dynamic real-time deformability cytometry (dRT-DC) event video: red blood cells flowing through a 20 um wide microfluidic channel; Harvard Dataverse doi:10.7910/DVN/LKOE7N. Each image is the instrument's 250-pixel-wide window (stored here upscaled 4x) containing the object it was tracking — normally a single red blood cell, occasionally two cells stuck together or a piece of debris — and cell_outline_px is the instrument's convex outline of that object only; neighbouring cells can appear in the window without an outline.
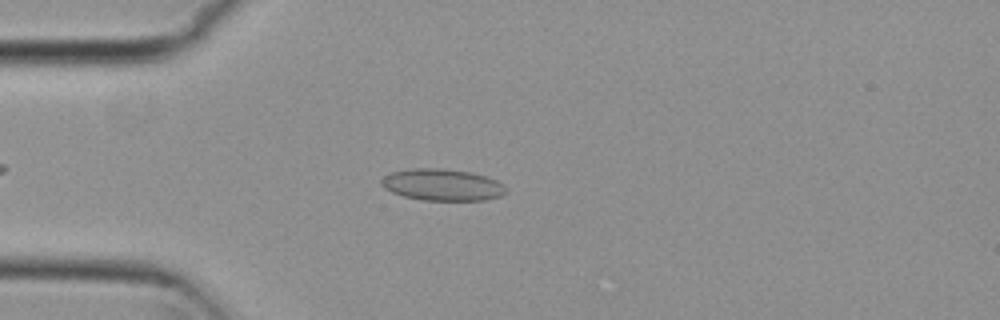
{"species": "common noctule bat (a hibernating species)", "species_latin": "Nyctalus noctula", "temperature_condition": "cold", "stored_images_in_passage": 4, "camera_frame_rate_fps": 3000, "um_per_image_px": 0.085, "animal": {"sex": "female", "body_mass_g": 29.2, "forearm_length_mm": 56.3}, "frame": {"image": 1, "passage_image": 1, "time_ms": 0.0, "image_size_px": [1000, 320], "cell_outline_px": [[504, 192], [500, 196], [484, 200], [424, 200], [404, 196], [392, 192], [384, 188], [380, 184], [380, 180], [384, 176], [392, 172], [412, 168], [444, 168], [468, 172], [484, 176], [496, 180], [504, 184]], "centroid_in_image_um": [37.55, 15.7], "position_along_channel_um": 47.4, "area_um2": 22.83}}
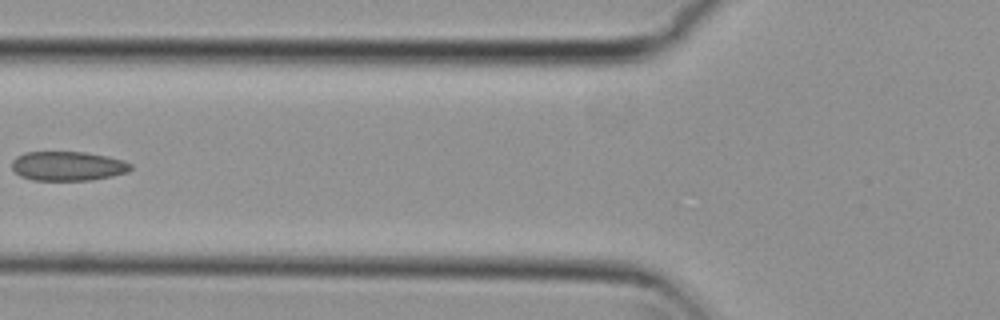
{"frame": {"image": 2, "passage_image": 3, "time_ms": 0.667, "image_size_px": [1000, 320], "cell_outline_px": [[132, 168], [128, 172], [112, 176], [92, 180], [32, 180], [20, 176], [12, 168], [12, 160], [16, 156], [24, 152], [84, 152], [108, 156], [124, 160], [132, 164]], "centroid_in_image_um": [5.78, 14.11], "position_along_channel_um": 120.0, "area_um2": 20.46}}
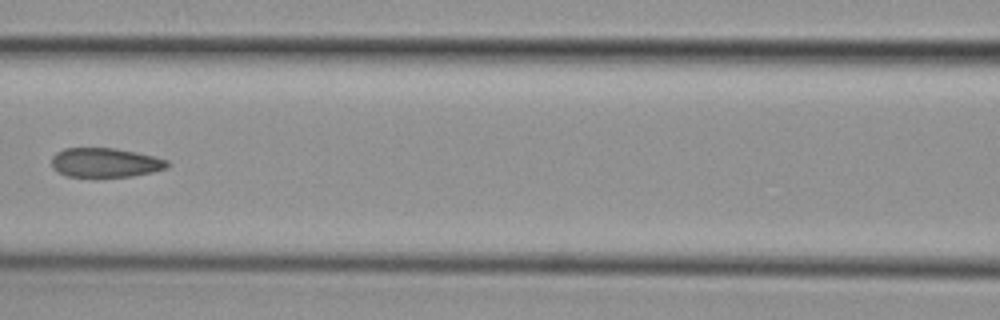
{"frame": {"image": 3, "passage_image": 4, "time_ms": 1.0, "image_size_px": [1000, 320], "cell_outline_px": [[168, 168], [152, 172], [132, 176], [64, 176], [56, 172], [52, 168], [52, 156], [56, 152], [64, 148], [112, 148], [136, 152], [168, 160]], "centroid_in_image_um": [8.91, 13.82], "position_along_channel_um": 157.7, "area_um2": 19.71}}